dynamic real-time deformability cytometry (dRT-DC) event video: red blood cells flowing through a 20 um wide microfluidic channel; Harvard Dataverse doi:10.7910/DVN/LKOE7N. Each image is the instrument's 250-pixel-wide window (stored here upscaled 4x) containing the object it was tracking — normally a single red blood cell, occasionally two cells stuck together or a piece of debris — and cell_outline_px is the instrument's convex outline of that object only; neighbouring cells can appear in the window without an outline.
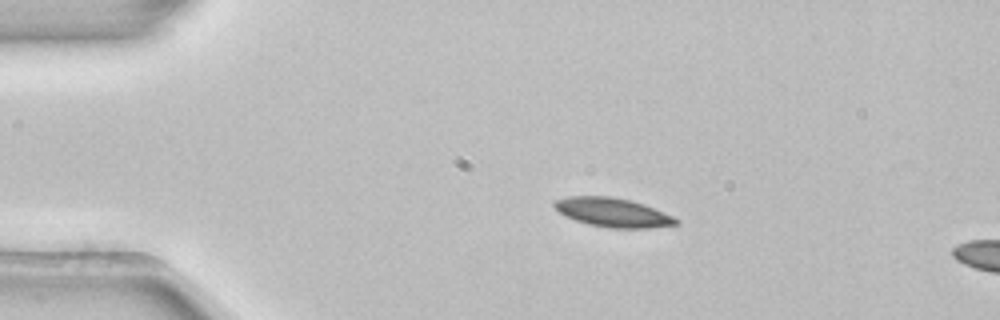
{"species": "common noctule bat (a hibernating species)", "species_latin": "Nyctalus noctula", "temperature_condition": "room temperature", "stored_images_in_passage": 4, "segment_of_instrument_passage": [1, 2], "camera_frame_rate_fps": 3000, "um_per_image_px": 0.085, "animal": {"sex": "female", "body_mass_g": 22.7, "forearm_length_mm": 54.2}, "frame": {"image": 1, "passage_image": 2, "time_ms": 0.333, "image_size_px": [1000, 320], "cell_outline_px": [[680, 224], [648, 228], [608, 228], [588, 224], [564, 216], [552, 204], [556, 200], [568, 196], [608, 196], [628, 200], [644, 204], [672, 216], [680, 220]], "centroid_in_image_um": [52.09, 18.07], "position_along_channel_um": 32.9, "area_um2": 20.46}}